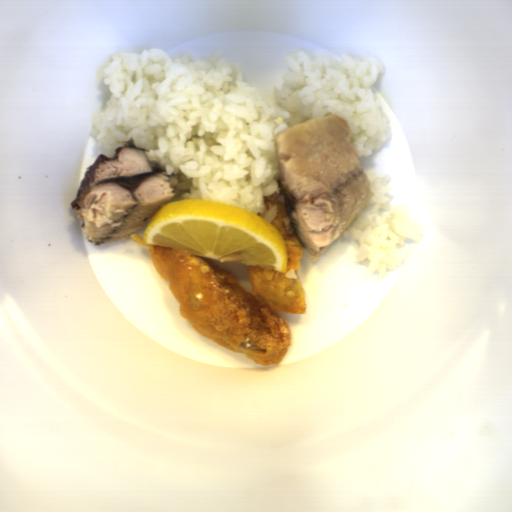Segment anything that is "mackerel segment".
<instances>
[{"instance_id":"obj_1","label":"mackerel segment","mask_w":512,"mask_h":512,"mask_svg":"<svg viewBox=\"0 0 512 512\" xmlns=\"http://www.w3.org/2000/svg\"><path fill=\"white\" fill-rule=\"evenodd\" d=\"M347 120L328 112L278 132L276 190L262 194L266 209L283 204L312 261L352 225L374 198L371 182L349 139Z\"/></svg>"},{"instance_id":"obj_2","label":"mackerel segment","mask_w":512,"mask_h":512,"mask_svg":"<svg viewBox=\"0 0 512 512\" xmlns=\"http://www.w3.org/2000/svg\"><path fill=\"white\" fill-rule=\"evenodd\" d=\"M114 151L113 157L98 155L87 167L70 204L86 240L95 247L127 242L165 202L176 197L180 182L174 166L167 164L162 170L133 136Z\"/></svg>"}]
</instances>
